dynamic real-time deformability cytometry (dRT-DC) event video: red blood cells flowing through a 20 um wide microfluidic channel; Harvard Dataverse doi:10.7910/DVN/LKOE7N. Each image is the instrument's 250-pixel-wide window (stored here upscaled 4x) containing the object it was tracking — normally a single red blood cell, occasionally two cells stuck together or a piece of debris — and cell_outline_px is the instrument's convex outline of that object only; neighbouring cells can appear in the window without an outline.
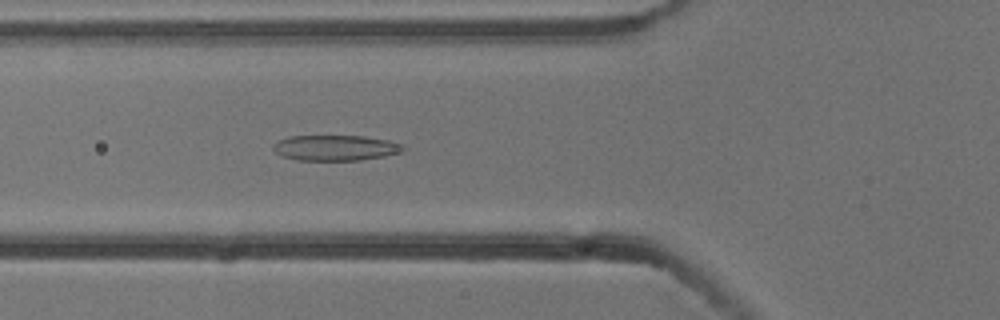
{"species": "common noctule bat (a hibernating species)", "species_latin": "Nyctalus noctula", "temperature_condition": "cold", "stored_images_in_passage": 5, "camera_frame_rate_fps": 3000, "um_per_image_px": 0.085, "animal": {"sex": "male", "body_mass_g": 13.3}, "frame": {"image": 1, "passage_image": 5, "time_ms": 1.333, "image_size_px": [1000, 320], "cell_outline_px": [[404, 152], [384, 156], [360, 160], [296, 160], [280, 156], [272, 148], [272, 144], [280, 140], [292, 136], [364, 136], [388, 140], [404, 144]], "centroid_in_image_um": [28.53, 12.57], "position_along_channel_um": 97.3, "area_um2": 19.42}}